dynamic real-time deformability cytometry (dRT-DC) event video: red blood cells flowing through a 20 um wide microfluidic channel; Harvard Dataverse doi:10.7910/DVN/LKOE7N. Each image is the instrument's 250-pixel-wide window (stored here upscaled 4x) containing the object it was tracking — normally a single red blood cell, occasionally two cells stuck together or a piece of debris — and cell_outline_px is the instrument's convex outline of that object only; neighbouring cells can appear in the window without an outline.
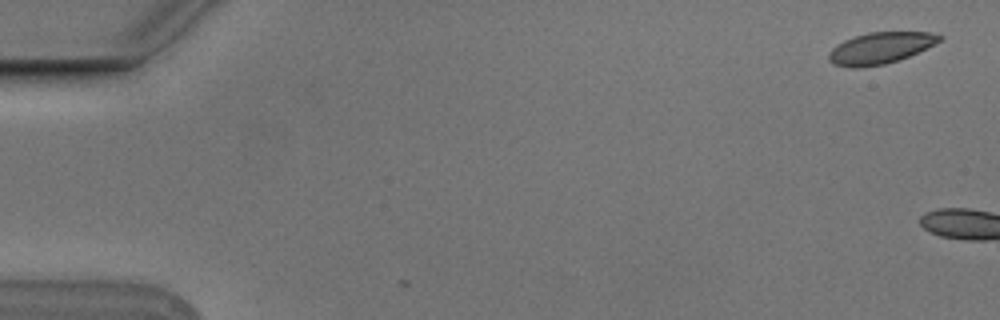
{"species": "Egyptian fruit bat (a non-hibernating species)", "species_latin": "Rousettus aegyptiacus", "temperature_condition": "cold", "stored_images_in_passage": 3, "camera_frame_rate_fps": 3000, "um_per_image_px": 0.085, "animal": {"sex": "male"}, "frame": {"image": 1, "passage_image": 1, "time_ms": 0.0, "image_size_px": [1000, 320], "cell_outline_px": [[944, 36], [940, 40], [908, 56], [884, 64], [860, 68], [848, 68], [832, 64], [828, 60], [828, 52], [836, 44], [844, 40], [868, 32], [932, 32]], "centroid_in_image_um": [74.74, 4.09], "position_along_channel_um": 10.3, "area_um2": 20.17}}